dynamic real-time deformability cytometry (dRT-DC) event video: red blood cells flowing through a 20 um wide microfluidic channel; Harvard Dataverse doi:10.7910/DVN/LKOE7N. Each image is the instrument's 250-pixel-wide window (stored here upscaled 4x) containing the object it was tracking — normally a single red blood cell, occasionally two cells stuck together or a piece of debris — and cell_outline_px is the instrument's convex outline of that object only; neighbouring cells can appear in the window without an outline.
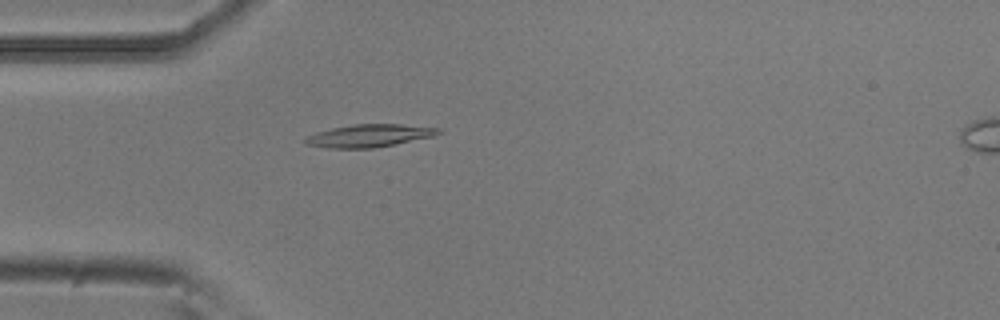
{"species": "common noctule bat (a hibernating species)", "species_latin": "Nyctalus noctula", "temperature_condition": "room temperature", "stored_images_in_passage": 46, "camera_frame_rate_fps": 3000, "um_per_image_px": 0.085, "animal": {"sex": "male", "body_mass_g": 20.5, "forearm_length_mm": 52.5}, "frame": {"image": 1, "passage_image": 11, "time_ms": 3.333, "image_size_px": [1000, 320], "cell_outline_px": [[444, 132], [432, 136], [372, 148], [328, 148], [304, 144], [304, 140], [308, 136], [316, 132], [332, 128], [352, 124], [400, 124], [440, 128]], "centroid_in_image_um": [31.36, 11.52], "position_along_channel_um": 53.6, "area_um2": 17.4}}
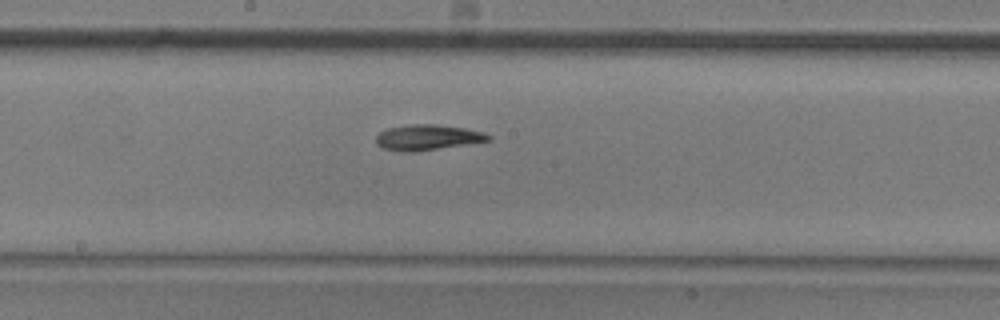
{"frame": {"image": 2, "passage_image": 24, "time_ms": 7.667, "image_size_px": [1000, 320], "cell_outline_px": [[492, 140], [412, 152], [404, 152], [384, 148], [376, 144], [376, 136], [380, 132], [388, 128], [412, 124], [432, 124], [464, 128], [484, 132], [492, 136]], "centroid_in_image_um": [36.34, 11.67], "position_along_channel_um": 211.9, "area_um2": 16.47}}
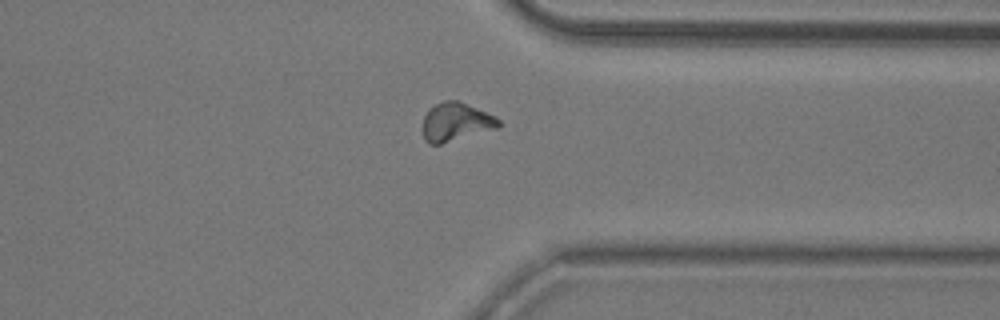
{"frame": {"image": 3, "passage_image": 37, "time_ms": 12.0, "image_size_px": [1000, 320], "cell_outline_px": [[500, 128], [440, 144], [428, 144], [424, 140], [424, 116], [428, 108], [444, 100], [460, 100], [500, 120]], "centroid_in_image_um": [38.74, 10.37], "position_along_channel_um": 372.7, "area_um2": 16.94}}